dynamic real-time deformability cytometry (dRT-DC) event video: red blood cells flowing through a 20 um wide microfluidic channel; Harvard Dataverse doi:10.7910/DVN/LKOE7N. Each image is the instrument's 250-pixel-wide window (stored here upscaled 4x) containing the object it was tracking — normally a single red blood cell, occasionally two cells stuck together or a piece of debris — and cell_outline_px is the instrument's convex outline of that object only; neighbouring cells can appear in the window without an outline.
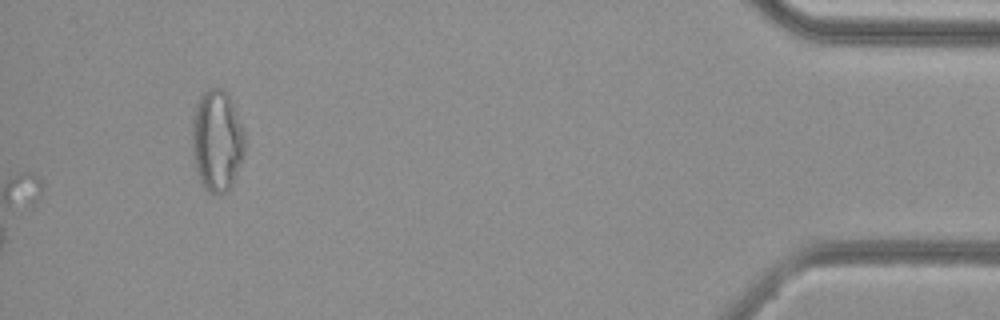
{"species": "common noctule bat (a hibernating species)", "species_latin": "Nyctalus noctula", "temperature_condition": "cold", "stored_images_in_passage": 42, "camera_frame_rate_fps": 3000, "um_per_image_px": 0.085, "animal": {"sex": "female", "body_mass_g": 29.2, "forearm_length_mm": 56.3}, "frame": {"image": 1, "passage_image": 42, "time_ms": 13.667, "image_size_px": [1000, 320], "cell_outline_px": [[244, 152], [236, 176], [228, 192], [220, 196], [208, 192], [204, 188], [196, 172], [192, 152], [192, 120], [196, 104], [200, 96], [208, 88], [220, 88], [228, 96], [232, 104], [244, 132]], "centroid_in_image_um": [18.42, 12.02], "position_along_channel_um": 416.8, "area_um2": 31.21}}